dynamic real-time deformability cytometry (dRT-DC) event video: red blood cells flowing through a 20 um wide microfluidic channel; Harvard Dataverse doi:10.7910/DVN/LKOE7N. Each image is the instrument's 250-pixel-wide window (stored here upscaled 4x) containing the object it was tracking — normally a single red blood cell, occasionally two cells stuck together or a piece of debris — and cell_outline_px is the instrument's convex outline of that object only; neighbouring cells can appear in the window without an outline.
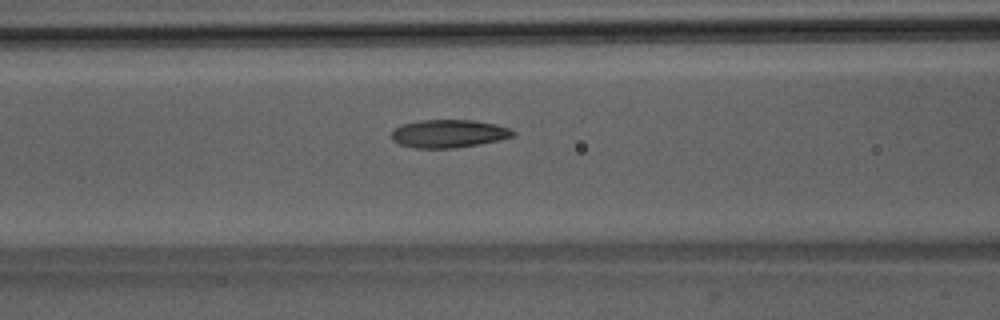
{"species": "Egyptian fruit bat (a non-hibernating species)", "species_latin": "Rousettus aegyptiacus", "temperature_condition": "room temperature", "stored_images_in_passage": 39, "camera_frame_rate_fps": 3000, "um_per_image_px": 0.085, "animal": {"sex": "male"}, "frame": {"image": 1, "passage_image": 9, "time_ms": 2.667, "image_size_px": [1000, 320], "cell_outline_px": [[516, 136], [500, 140], [480, 144], [456, 148], [416, 148], [400, 144], [392, 140], [392, 132], [400, 124], [420, 120], [476, 120], [496, 124], [512, 128], [516, 132]], "centroid_in_image_um": [38.2, 11.35], "position_along_channel_um": 128.4, "area_um2": 20.11}}
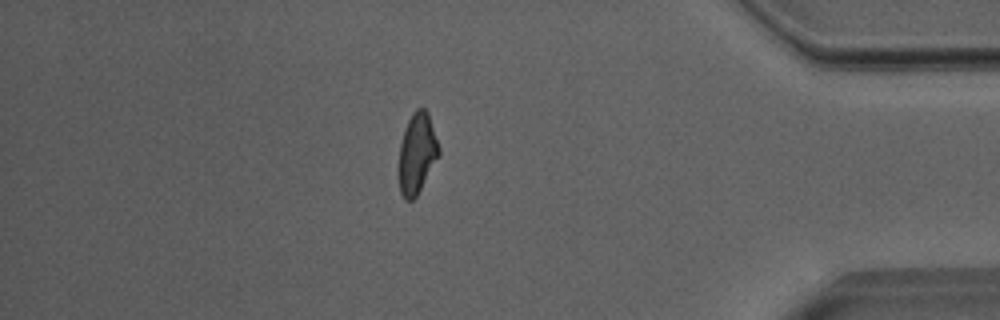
{"frame": {"image": 2, "passage_image": 32, "time_ms": 10.333, "image_size_px": [1000, 320], "cell_outline_px": [[440, 156], [416, 196], [412, 200], [404, 200], [400, 192], [400, 144], [408, 120], [412, 112], [416, 108], [424, 108], [428, 112], [440, 148]], "centroid_in_image_um": [35.48, 13.02], "position_along_channel_um": 399.7, "area_um2": 18.61}}
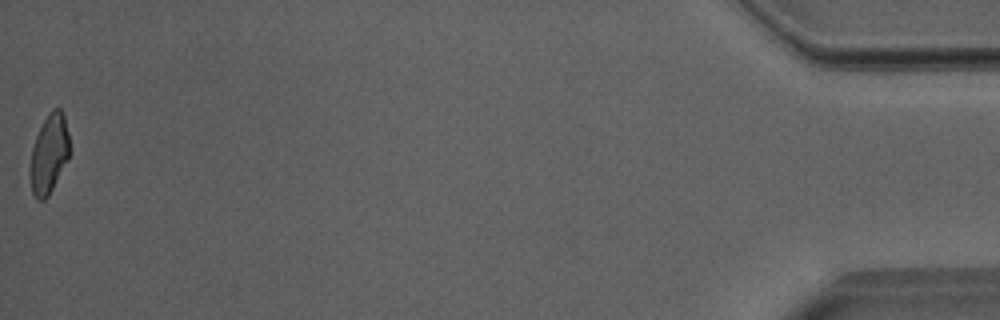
{"frame": {"image": 3, "passage_image": 39, "time_ms": 12.667, "image_size_px": [1000, 320], "cell_outline_px": [[68, 160], [48, 196], [44, 200], [36, 200], [32, 192], [28, 176], [28, 172], [32, 148], [36, 136], [48, 112], [52, 108], [60, 108], [64, 112], [68, 132]], "centroid_in_image_um": [4.14, 13.09], "position_along_channel_um": 431.1, "area_um2": 18.38}, "authors_computed_cell_mechanics": {"area_um2": 19.4786, "velocity_mm_per_s": 4.0048, "shape_relaxation_time_tau1_ms": 7.0288, "shape_relaxation_time_tau2_ms": 2.0551, "deformation_change_tau1": 0.1846, "deformation_change_tau2": 0.1042}}